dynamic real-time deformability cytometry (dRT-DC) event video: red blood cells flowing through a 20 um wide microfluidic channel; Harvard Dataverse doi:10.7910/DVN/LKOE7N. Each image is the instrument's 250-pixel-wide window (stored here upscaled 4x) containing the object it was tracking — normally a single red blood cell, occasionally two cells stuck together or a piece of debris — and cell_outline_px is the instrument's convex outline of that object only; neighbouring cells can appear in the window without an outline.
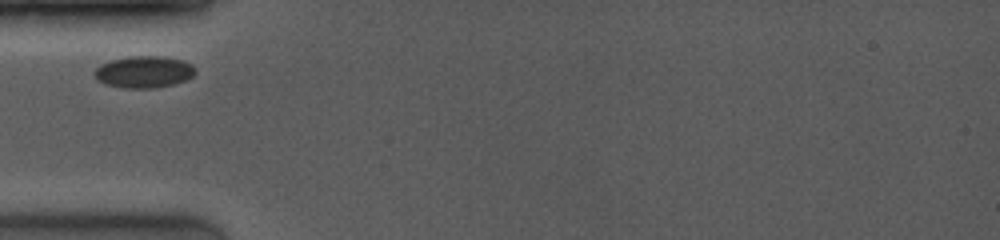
{"species": "common noctule bat (a hibernating species)", "species_latin": "Nyctalus noctula", "temperature_condition": "room temperature", "stored_images_in_passage": 23, "camera_frame_rate_fps": 4000, "um_per_image_px": 0.085, "animal": {"sex": "female", "body_mass_g": 19.0, "forearm_length_mm": 53.3}, "frame": {"image": 1, "passage_image": 1, "time_ms": 0.0, "image_size_px": [1000, 240], "cell_outline_px": [[196, 72], [192, 76], [184, 80], [172, 84], [152, 88], [124, 88], [104, 84], [96, 80], [92, 72], [100, 64], [112, 60], [128, 56], [160, 56], [180, 60], [192, 64], [196, 68]], "centroid_in_image_um": [12.18, 6.11], "position_along_channel_um": 72.8, "area_um2": 18.73}}
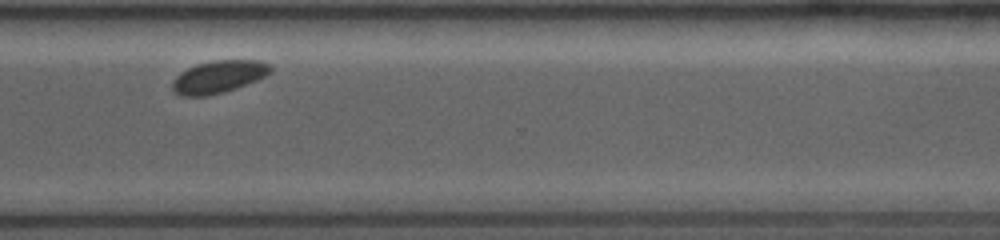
{"frame": {"image": 2, "passage_image": 19, "time_ms": 7.25, "image_size_px": [1000, 240], "cell_outline_px": [[272, 72], [256, 80], [236, 88], [224, 92], [208, 96], [180, 96], [172, 88], [172, 80], [180, 72], [196, 64], [216, 60], [260, 60], [272, 64]], "centroid_in_image_um": [18.59, 6.52], "position_along_channel_um": 352.0, "area_um2": 18.67}}
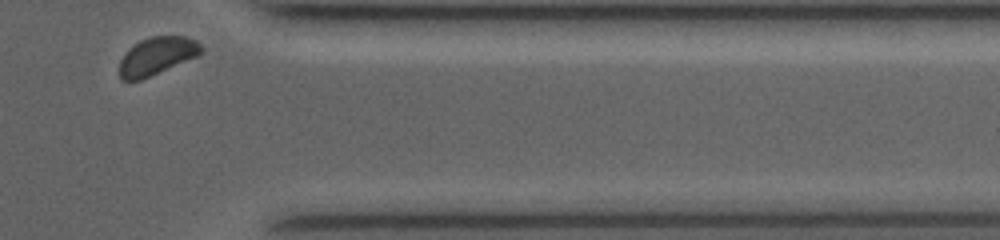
{"frame": {"image": 3, "passage_image": 22, "time_ms": 8.5, "image_size_px": [1000, 240], "cell_outline_px": [[204, 52], [196, 56], [140, 80], [120, 80], [120, 60], [128, 48], [140, 40], [152, 36], [184, 36], [196, 40], [204, 48]], "centroid_in_image_um": [13.33, 4.74], "position_along_channel_um": 398.1, "area_um2": 17.8}}